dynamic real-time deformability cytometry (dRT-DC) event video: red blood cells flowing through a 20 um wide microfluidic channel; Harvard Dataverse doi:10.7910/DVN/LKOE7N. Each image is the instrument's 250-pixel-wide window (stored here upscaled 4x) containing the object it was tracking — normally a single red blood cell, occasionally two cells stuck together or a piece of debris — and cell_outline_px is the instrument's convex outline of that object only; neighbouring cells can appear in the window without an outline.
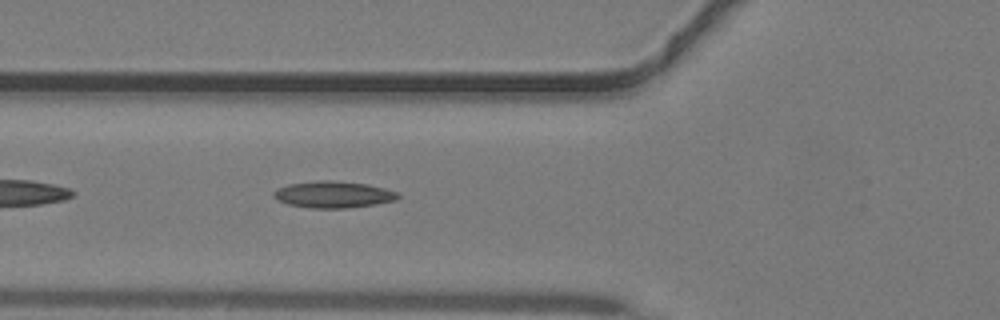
{"species": "common noctule bat (a hibernating species)", "species_latin": "Nyctalus noctula", "temperature_condition": "warm", "stored_images_in_passage": 35, "camera_frame_rate_fps": 3000, "um_per_image_px": 0.085, "animal": {"sex": "male", "body_mass_g": 19.2, "forearm_length_mm": 51.8}, "frame": {"image": 1, "passage_image": 8, "time_ms": 2.333, "image_size_px": [1000, 320], "cell_outline_px": [[400, 196], [396, 200], [376, 204], [344, 208], [312, 208], [288, 204], [276, 200], [272, 196], [272, 192], [276, 188], [288, 184], [320, 180], [332, 180], [368, 184], [400, 192]], "centroid_in_image_um": [28.32, 16.53], "position_along_channel_um": 97.5, "area_um2": 19.48}}
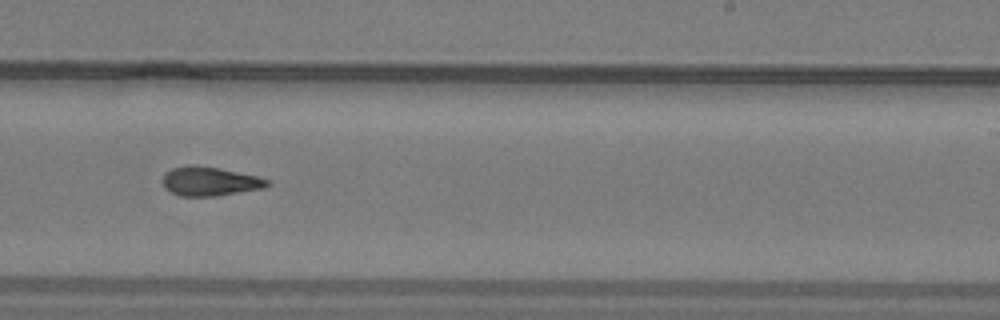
{"frame": {"image": 2, "passage_image": 19, "time_ms": 6.0, "image_size_px": [1000, 320], "cell_outline_px": [[272, 184], [264, 188], [216, 196], [180, 196], [164, 188], [160, 180], [164, 172], [172, 168], [188, 164], [196, 164], [220, 168], [260, 176], [268, 180]], "centroid_in_image_um": [17.81, 15.39], "position_along_channel_um": 271.2, "area_um2": 18.21}}
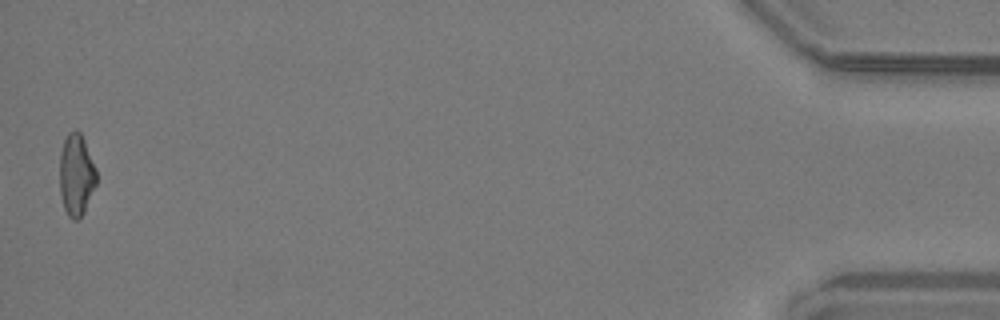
{"frame": {"image": 3, "passage_image": 35, "time_ms": 11.333, "image_size_px": [1000, 320], "cell_outline_px": [[96, 184], [84, 212], [76, 220], [72, 220], [68, 216], [64, 208], [60, 192], [60, 152], [64, 140], [68, 132], [76, 128], [80, 132], [84, 140], [96, 168]], "centroid_in_image_um": [6.48, 14.84], "position_along_channel_um": 428.7, "area_um2": 17.51}}